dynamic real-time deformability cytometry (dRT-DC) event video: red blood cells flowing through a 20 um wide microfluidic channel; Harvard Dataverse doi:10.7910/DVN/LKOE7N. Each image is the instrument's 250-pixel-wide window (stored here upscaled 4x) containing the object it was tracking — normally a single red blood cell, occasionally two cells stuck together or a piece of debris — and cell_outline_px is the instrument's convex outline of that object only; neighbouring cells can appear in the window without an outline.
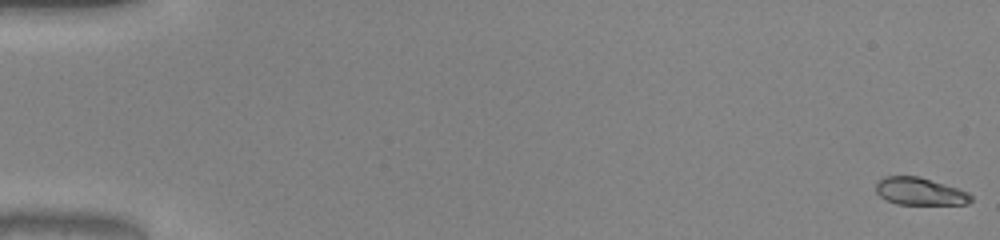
{"species": "common noctule bat (a hibernating species)", "species_latin": "Nyctalus noctula", "temperature_condition": "warm", "stored_images_in_passage": 53, "camera_frame_rate_fps": 3000, "um_per_image_px": 0.085, "animal": {"sex": "male", "body_mass_g": 20.0, "forearm_length_mm": 53.3}, "frame": {"image": 1, "passage_image": 1, "time_ms": 0.0, "image_size_px": [1000, 240], "cell_outline_px": [[972, 200], [968, 204], [896, 204], [884, 200], [876, 192], [876, 184], [884, 176], [920, 176], [968, 192], [972, 196]], "centroid_in_image_um": [78.17, 16.27], "position_along_channel_um": 6.8, "area_um2": 15.2}}
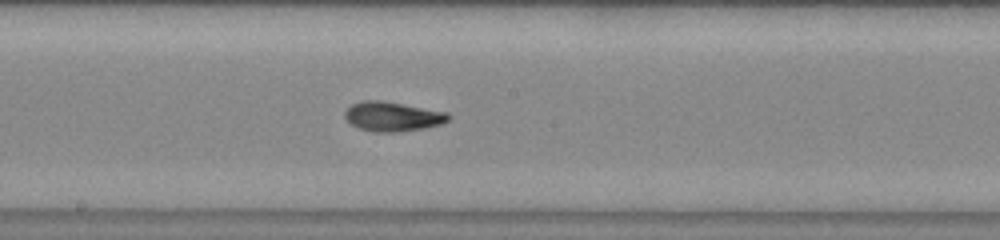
{"frame": {"image": 2, "passage_image": 30, "time_ms": 9.667, "image_size_px": [1000, 240], "cell_outline_px": [[448, 120], [440, 124], [424, 128], [396, 132], [372, 132], [360, 128], [352, 124], [344, 116], [344, 112], [352, 104], [360, 100], [380, 100], [444, 112], [448, 116]], "centroid_in_image_um": [33.29, 9.9], "position_along_channel_um": 214.9, "area_um2": 17.4}}
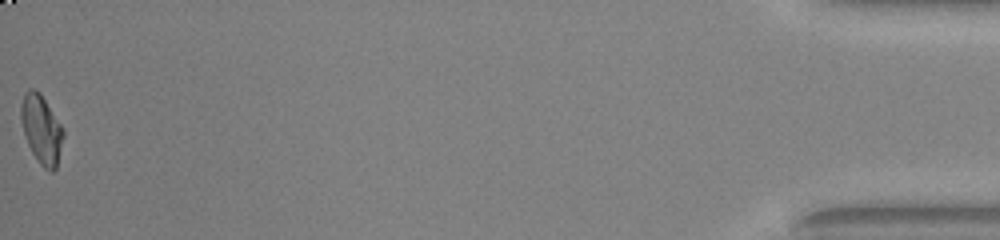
{"frame": {"image": 3, "passage_image": 53, "time_ms": 17.333, "image_size_px": [1000, 240], "cell_outline_px": [[64, 136], [56, 168], [52, 172], [48, 172], [36, 160], [28, 144], [20, 120], [20, 104], [24, 92], [28, 88], [36, 88], [40, 92], [64, 128]], "centroid_in_image_um": [3.52, 10.96], "position_along_channel_um": 431.7, "area_um2": 17.28}, "authors_computed_cell_mechanics": {"area_um2": 16.5308, "velocity_mm_per_s": 4.0692, "shape_relaxation_time_tau1_ms": 4.3892, "shape_relaxation_time_tau2_ms": 2.3486, "deformation_change_tau1": 0.1876, "deformation_change_tau2": 0.0483}}